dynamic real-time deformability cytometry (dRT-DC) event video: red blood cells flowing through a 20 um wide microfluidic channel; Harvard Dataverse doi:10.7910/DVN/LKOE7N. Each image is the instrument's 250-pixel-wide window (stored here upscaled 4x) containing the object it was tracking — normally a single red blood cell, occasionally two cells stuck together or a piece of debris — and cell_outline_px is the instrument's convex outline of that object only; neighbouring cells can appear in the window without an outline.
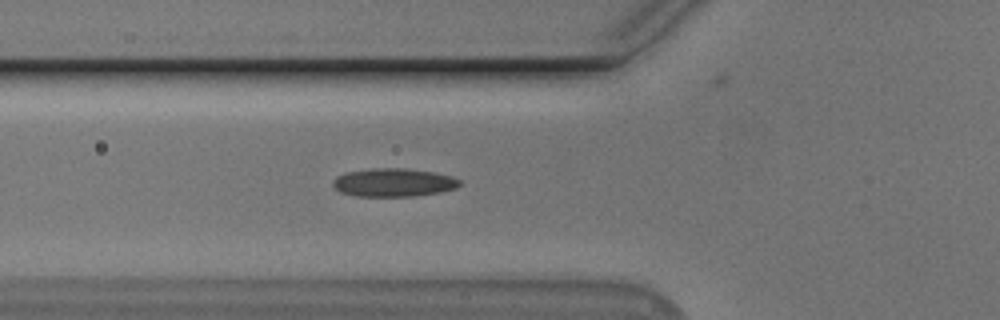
{"species": "Egyptian fruit bat (a non-hibernating species)", "species_latin": "Rousettus aegyptiacus", "temperature_condition": "cold", "stored_images_in_passage": 43, "camera_frame_rate_fps": 3000, "um_per_image_px": 0.085, "animal": {"sex": "male"}, "frame": {"image": 1, "passage_image": 9, "time_ms": 2.667, "image_size_px": [1000, 320], "cell_outline_px": [[460, 184], [456, 188], [440, 192], [412, 196], [356, 196], [340, 192], [332, 184], [332, 180], [336, 176], [344, 172], [372, 168], [408, 168], [432, 172], [452, 176], [460, 180]], "centroid_in_image_um": [33.42, 15.5], "position_along_channel_um": 92.4, "area_um2": 20.98}}
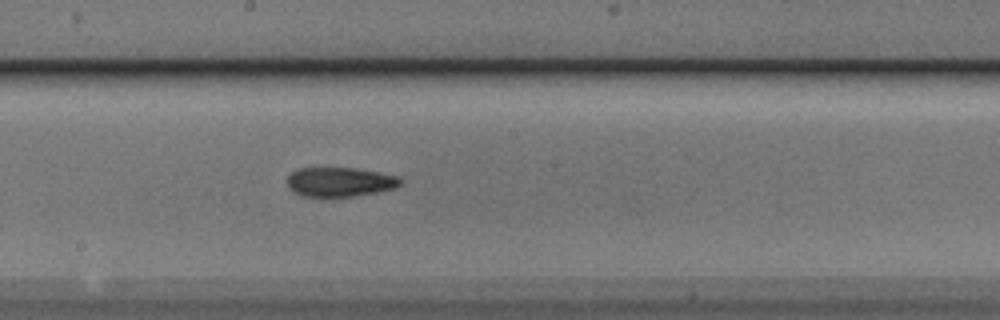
{"frame": {"image": 2, "passage_image": 19, "time_ms": 6.0, "image_size_px": [1000, 320], "cell_outline_px": [[404, 180], [396, 188], [376, 192], [352, 196], [304, 196], [292, 192], [288, 184], [288, 176], [292, 172], [300, 168], [356, 168], [380, 172], [396, 176]], "centroid_in_image_um": [28.91, 15.46], "position_along_channel_um": 219.3, "area_um2": 19.25}}
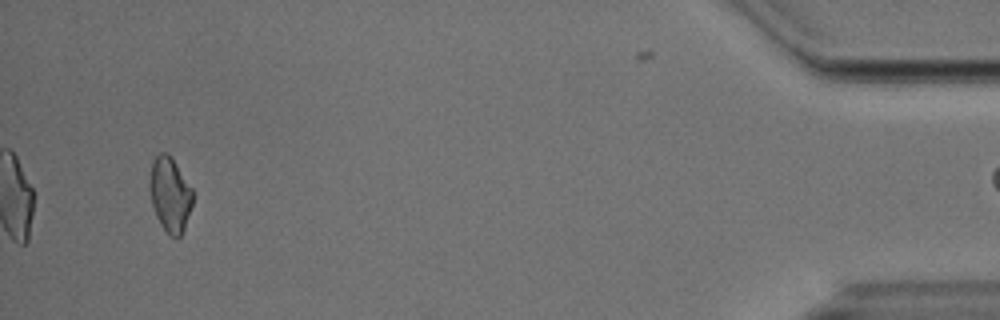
{"frame": {"image": 3, "passage_image": 41, "time_ms": 13.333, "image_size_px": [1000, 320], "cell_outline_px": [[192, 204], [184, 228], [180, 236], [176, 240], [168, 236], [160, 224], [156, 216], [152, 204], [152, 160], [160, 152], [168, 152], [172, 156], [192, 188]], "centroid_in_image_um": [14.48, 16.56], "position_along_channel_um": 420.7, "area_um2": 18.44}, "authors_computed_cell_mechanics": {"area_um2": 19.5942, "velocity_mm_per_s": 3.7963, "shape_relaxation_time_tau1_ms": null, "shape_relaxation_time_tau2_ms": 6.0834, "deformation_change_tau1": null, "deformation_change_tau2": 0.1359}}